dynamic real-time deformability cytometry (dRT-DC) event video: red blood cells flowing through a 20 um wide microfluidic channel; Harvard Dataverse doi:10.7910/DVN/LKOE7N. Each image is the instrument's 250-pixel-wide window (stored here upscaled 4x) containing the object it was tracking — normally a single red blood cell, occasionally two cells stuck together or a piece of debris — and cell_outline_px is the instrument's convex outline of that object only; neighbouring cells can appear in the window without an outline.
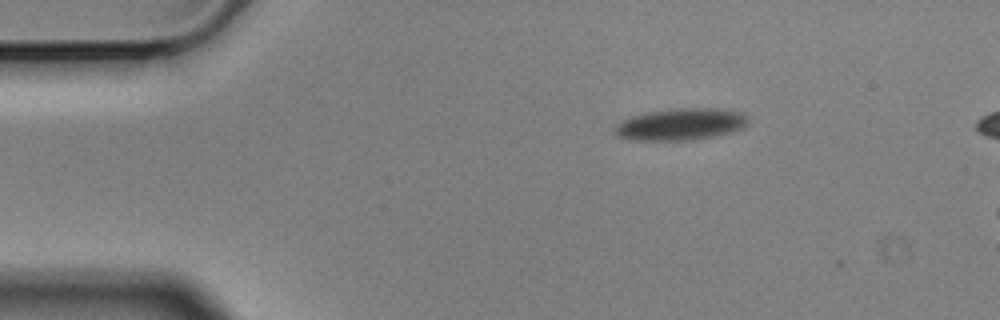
{"species": "Egyptian fruit bat (a non-hibernating species)", "species_latin": "Rousettus aegyptiacus", "temperature_condition": "cold", "stored_images_in_passage": 3, "camera_frame_rate_fps": 3000, "um_per_image_px": 0.085, "animal": {"sex": "male"}, "frame": {"image": 1, "passage_image": 1, "time_ms": 0.0, "image_size_px": [1000, 320], "cell_outline_px": [[748, 124], [744, 128], [732, 132], [696, 140], [632, 140], [616, 136], [612, 132], [612, 128], [620, 120], [632, 116], [648, 112], [676, 108], [716, 108], [740, 112], [748, 120]], "centroid_in_image_um": [57.81, 10.57], "position_along_channel_um": 27.2, "area_um2": 25.03}}